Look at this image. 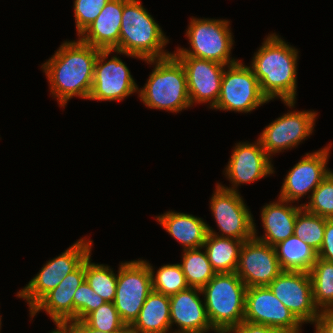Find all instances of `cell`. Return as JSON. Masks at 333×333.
<instances>
[{
	"mask_svg": "<svg viewBox=\"0 0 333 333\" xmlns=\"http://www.w3.org/2000/svg\"><path fill=\"white\" fill-rule=\"evenodd\" d=\"M100 50L79 38L64 41L41 66L48 78L50 95L64 108L73 97L88 99L93 82L94 64Z\"/></svg>",
	"mask_w": 333,
	"mask_h": 333,
	"instance_id": "obj_1",
	"label": "cell"
},
{
	"mask_svg": "<svg viewBox=\"0 0 333 333\" xmlns=\"http://www.w3.org/2000/svg\"><path fill=\"white\" fill-rule=\"evenodd\" d=\"M298 49L276 33L265 37L249 66L269 101L280 99L289 109L296 103Z\"/></svg>",
	"mask_w": 333,
	"mask_h": 333,
	"instance_id": "obj_2",
	"label": "cell"
},
{
	"mask_svg": "<svg viewBox=\"0 0 333 333\" xmlns=\"http://www.w3.org/2000/svg\"><path fill=\"white\" fill-rule=\"evenodd\" d=\"M169 39L140 0H129L123 6L119 46L114 52L139 60L164 58Z\"/></svg>",
	"mask_w": 333,
	"mask_h": 333,
	"instance_id": "obj_3",
	"label": "cell"
},
{
	"mask_svg": "<svg viewBox=\"0 0 333 333\" xmlns=\"http://www.w3.org/2000/svg\"><path fill=\"white\" fill-rule=\"evenodd\" d=\"M145 62L154 67L145 85L138 89V97L146 107L172 113L192 107L185 70L173 54Z\"/></svg>",
	"mask_w": 333,
	"mask_h": 333,
	"instance_id": "obj_4",
	"label": "cell"
},
{
	"mask_svg": "<svg viewBox=\"0 0 333 333\" xmlns=\"http://www.w3.org/2000/svg\"><path fill=\"white\" fill-rule=\"evenodd\" d=\"M246 285L233 273H217L202 289L207 315L215 331L228 332L244 321Z\"/></svg>",
	"mask_w": 333,
	"mask_h": 333,
	"instance_id": "obj_5",
	"label": "cell"
},
{
	"mask_svg": "<svg viewBox=\"0 0 333 333\" xmlns=\"http://www.w3.org/2000/svg\"><path fill=\"white\" fill-rule=\"evenodd\" d=\"M230 21L226 19L190 18L186 37L190 48L177 47L174 56H193L222 65L234 64L239 59L231 57L234 45Z\"/></svg>",
	"mask_w": 333,
	"mask_h": 333,
	"instance_id": "obj_6",
	"label": "cell"
},
{
	"mask_svg": "<svg viewBox=\"0 0 333 333\" xmlns=\"http://www.w3.org/2000/svg\"><path fill=\"white\" fill-rule=\"evenodd\" d=\"M241 61L226 65L221 80L220 94L212 109L251 113L270 102L262 93L252 69Z\"/></svg>",
	"mask_w": 333,
	"mask_h": 333,
	"instance_id": "obj_7",
	"label": "cell"
},
{
	"mask_svg": "<svg viewBox=\"0 0 333 333\" xmlns=\"http://www.w3.org/2000/svg\"><path fill=\"white\" fill-rule=\"evenodd\" d=\"M93 240L80 238L57 257L47 261L38 274L19 290L29 310L49 291L56 288L66 275L74 271L92 252Z\"/></svg>",
	"mask_w": 333,
	"mask_h": 333,
	"instance_id": "obj_8",
	"label": "cell"
},
{
	"mask_svg": "<svg viewBox=\"0 0 333 333\" xmlns=\"http://www.w3.org/2000/svg\"><path fill=\"white\" fill-rule=\"evenodd\" d=\"M114 306L122 321L131 326L152 291L150 268L144 259L121 262L117 271Z\"/></svg>",
	"mask_w": 333,
	"mask_h": 333,
	"instance_id": "obj_9",
	"label": "cell"
},
{
	"mask_svg": "<svg viewBox=\"0 0 333 333\" xmlns=\"http://www.w3.org/2000/svg\"><path fill=\"white\" fill-rule=\"evenodd\" d=\"M209 204L220 234L207 224L208 233L244 242L254 237L253 215L240 192L227 190L217 183Z\"/></svg>",
	"mask_w": 333,
	"mask_h": 333,
	"instance_id": "obj_10",
	"label": "cell"
},
{
	"mask_svg": "<svg viewBox=\"0 0 333 333\" xmlns=\"http://www.w3.org/2000/svg\"><path fill=\"white\" fill-rule=\"evenodd\" d=\"M112 52L114 53V50L98 52L88 100L122 101L134 92L138 93V85L122 59L116 55L108 58Z\"/></svg>",
	"mask_w": 333,
	"mask_h": 333,
	"instance_id": "obj_11",
	"label": "cell"
},
{
	"mask_svg": "<svg viewBox=\"0 0 333 333\" xmlns=\"http://www.w3.org/2000/svg\"><path fill=\"white\" fill-rule=\"evenodd\" d=\"M317 115L314 110H291L276 118L258 137L265 152L272 158L276 153L297 147L312 135Z\"/></svg>",
	"mask_w": 333,
	"mask_h": 333,
	"instance_id": "obj_12",
	"label": "cell"
},
{
	"mask_svg": "<svg viewBox=\"0 0 333 333\" xmlns=\"http://www.w3.org/2000/svg\"><path fill=\"white\" fill-rule=\"evenodd\" d=\"M244 321L270 326L279 333H300L303 325L268 286L246 289Z\"/></svg>",
	"mask_w": 333,
	"mask_h": 333,
	"instance_id": "obj_13",
	"label": "cell"
},
{
	"mask_svg": "<svg viewBox=\"0 0 333 333\" xmlns=\"http://www.w3.org/2000/svg\"><path fill=\"white\" fill-rule=\"evenodd\" d=\"M231 154L223 173L232 185L228 187L218 183L227 190L239 192V185L253 183L275 172L272 158L265 152L259 139L253 143H236Z\"/></svg>",
	"mask_w": 333,
	"mask_h": 333,
	"instance_id": "obj_14",
	"label": "cell"
},
{
	"mask_svg": "<svg viewBox=\"0 0 333 333\" xmlns=\"http://www.w3.org/2000/svg\"><path fill=\"white\" fill-rule=\"evenodd\" d=\"M268 287L303 325L315 324L319 309L313 300L309 272L283 270Z\"/></svg>",
	"mask_w": 333,
	"mask_h": 333,
	"instance_id": "obj_15",
	"label": "cell"
},
{
	"mask_svg": "<svg viewBox=\"0 0 333 333\" xmlns=\"http://www.w3.org/2000/svg\"><path fill=\"white\" fill-rule=\"evenodd\" d=\"M331 147L328 144L315 152L306 153L286 174L278 198L298 203L306 194H312L332 171L327 167Z\"/></svg>",
	"mask_w": 333,
	"mask_h": 333,
	"instance_id": "obj_16",
	"label": "cell"
},
{
	"mask_svg": "<svg viewBox=\"0 0 333 333\" xmlns=\"http://www.w3.org/2000/svg\"><path fill=\"white\" fill-rule=\"evenodd\" d=\"M282 271L274 247L254 237L243 243L235 272L247 288L268 286Z\"/></svg>",
	"mask_w": 333,
	"mask_h": 333,
	"instance_id": "obj_17",
	"label": "cell"
},
{
	"mask_svg": "<svg viewBox=\"0 0 333 333\" xmlns=\"http://www.w3.org/2000/svg\"><path fill=\"white\" fill-rule=\"evenodd\" d=\"M175 57L185 70L191 106L196 103H209L207 105L212 109L220 94L221 80L226 65L193 56Z\"/></svg>",
	"mask_w": 333,
	"mask_h": 333,
	"instance_id": "obj_18",
	"label": "cell"
},
{
	"mask_svg": "<svg viewBox=\"0 0 333 333\" xmlns=\"http://www.w3.org/2000/svg\"><path fill=\"white\" fill-rule=\"evenodd\" d=\"M84 280L85 260L29 310L30 318L43 310L52 318L51 320L56 326L55 329H61L68 322H73L74 293Z\"/></svg>",
	"mask_w": 333,
	"mask_h": 333,
	"instance_id": "obj_19",
	"label": "cell"
},
{
	"mask_svg": "<svg viewBox=\"0 0 333 333\" xmlns=\"http://www.w3.org/2000/svg\"><path fill=\"white\" fill-rule=\"evenodd\" d=\"M201 294V289L189 287L169 296L171 329L174 324L178 328L172 333H227L212 328Z\"/></svg>",
	"mask_w": 333,
	"mask_h": 333,
	"instance_id": "obj_20",
	"label": "cell"
},
{
	"mask_svg": "<svg viewBox=\"0 0 333 333\" xmlns=\"http://www.w3.org/2000/svg\"><path fill=\"white\" fill-rule=\"evenodd\" d=\"M302 208V204L293 206V202L281 198L264 205L261 209L260 220L265 233L263 236H258L254 222V238L274 247L294 235L297 213Z\"/></svg>",
	"mask_w": 333,
	"mask_h": 333,
	"instance_id": "obj_21",
	"label": "cell"
},
{
	"mask_svg": "<svg viewBox=\"0 0 333 333\" xmlns=\"http://www.w3.org/2000/svg\"><path fill=\"white\" fill-rule=\"evenodd\" d=\"M128 1L109 0L78 38L99 50H116L119 46L123 6Z\"/></svg>",
	"mask_w": 333,
	"mask_h": 333,
	"instance_id": "obj_22",
	"label": "cell"
},
{
	"mask_svg": "<svg viewBox=\"0 0 333 333\" xmlns=\"http://www.w3.org/2000/svg\"><path fill=\"white\" fill-rule=\"evenodd\" d=\"M155 218L183 246V250L203 247L208 234L207 223L203 218L172 210Z\"/></svg>",
	"mask_w": 333,
	"mask_h": 333,
	"instance_id": "obj_23",
	"label": "cell"
},
{
	"mask_svg": "<svg viewBox=\"0 0 333 333\" xmlns=\"http://www.w3.org/2000/svg\"><path fill=\"white\" fill-rule=\"evenodd\" d=\"M130 331L131 333H172L169 296L152 290L138 318L130 326Z\"/></svg>",
	"mask_w": 333,
	"mask_h": 333,
	"instance_id": "obj_24",
	"label": "cell"
},
{
	"mask_svg": "<svg viewBox=\"0 0 333 333\" xmlns=\"http://www.w3.org/2000/svg\"><path fill=\"white\" fill-rule=\"evenodd\" d=\"M243 243L241 240L208 233L203 249L216 273H233L237 269Z\"/></svg>",
	"mask_w": 333,
	"mask_h": 333,
	"instance_id": "obj_25",
	"label": "cell"
},
{
	"mask_svg": "<svg viewBox=\"0 0 333 333\" xmlns=\"http://www.w3.org/2000/svg\"><path fill=\"white\" fill-rule=\"evenodd\" d=\"M274 248L282 270L310 272L318 258L313 248L294 235Z\"/></svg>",
	"mask_w": 333,
	"mask_h": 333,
	"instance_id": "obj_26",
	"label": "cell"
},
{
	"mask_svg": "<svg viewBox=\"0 0 333 333\" xmlns=\"http://www.w3.org/2000/svg\"><path fill=\"white\" fill-rule=\"evenodd\" d=\"M203 247L183 250L179 263L189 287L202 289L217 273Z\"/></svg>",
	"mask_w": 333,
	"mask_h": 333,
	"instance_id": "obj_27",
	"label": "cell"
},
{
	"mask_svg": "<svg viewBox=\"0 0 333 333\" xmlns=\"http://www.w3.org/2000/svg\"><path fill=\"white\" fill-rule=\"evenodd\" d=\"M313 300L319 310L333 307V262L317 258L310 272Z\"/></svg>",
	"mask_w": 333,
	"mask_h": 333,
	"instance_id": "obj_28",
	"label": "cell"
},
{
	"mask_svg": "<svg viewBox=\"0 0 333 333\" xmlns=\"http://www.w3.org/2000/svg\"><path fill=\"white\" fill-rule=\"evenodd\" d=\"M91 253L85 259V280L101 298L114 302L117 287V274L108 265L91 262Z\"/></svg>",
	"mask_w": 333,
	"mask_h": 333,
	"instance_id": "obj_29",
	"label": "cell"
},
{
	"mask_svg": "<svg viewBox=\"0 0 333 333\" xmlns=\"http://www.w3.org/2000/svg\"><path fill=\"white\" fill-rule=\"evenodd\" d=\"M152 277V290L171 296L189 288L179 263L164 264L157 271L146 261Z\"/></svg>",
	"mask_w": 333,
	"mask_h": 333,
	"instance_id": "obj_30",
	"label": "cell"
},
{
	"mask_svg": "<svg viewBox=\"0 0 333 333\" xmlns=\"http://www.w3.org/2000/svg\"><path fill=\"white\" fill-rule=\"evenodd\" d=\"M325 227L326 218L302 208L297 213L294 236L303 240L318 253L323 244Z\"/></svg>",
	"mask_w": 333,
	"mask_h": 333,
	"instance_id": "obj_31",
	"label": "cell"
},
{
	"mask_svg": "<svg viewBox=\"0 0 333 333\" xmlns=\"http://www.w3.org/2000/svg\"><path fill=\"white\" fill-rule=\"evenodd\" d=\"M307 197L310 200L302 204L306 211L326 219H333V171Z\"/></svg>",
	"mask_w": 333,
	"mask_h": 333,
	"instance_id": "obj_32",
	"label": "cell"
},
{
	"mask_svg": "<svg viewBox=\"0 0 333 333\" xmlns=\"http://www.w3.org/2000/svg\"><path fill=\"white\" fill-rule=\"evenodd\" d=\"M89 327L103 332L130 331L121 319L113 302H106L92 311L84 320Z\"/></svg>",
	"mask_w": 333,
	"mask_h": 333,
	"instance_id": "obj_33",
	"label": "cell"
},
{
	"mask_svg": "<svg viewBox=\"0 0 333 333\" xmlns=\"http://www.w3.org/2000/svg\"><path fill=\"white\" fill-rule=\"evenodd\" d=\"M73 301L74 321L84 320L92 311L107 302L93 291L86 280L75 291Z\"/></svg>",
	"mask_w": 333,
	"mask_h": 333,
	"instance_id": "obj_34",
	"label": "cell"
},
{
	"mask_svg": "<svg viewBox=\"0 0 333 333\" xmlns=\"http://www.w3.org/2000/svg\"><path fill=\"white\" fill-rule=\"evenodd\" d=\"M109 0H74L75 28L78 37L98 17Z\"/></svg>",
	"mask_w": 333,
	"mask_h": 333,
	"instance_id": "obj_35",
	"label": "cell"
},
{
	"mask_svg": "<svg viewBox=\"0 0 333 333\" xmlns=\"http://www.w3.org/2000/svg\"><path fill=\"white\" fill-rule=\"evenodd\" d=\"M317 254L318 258L333 262V219H326L323 244Z\"/></svg>",
	"mask_w": 333,
	"mask_h": 333,
	"instance_id": "obj_36",
	"label": "cell"
},
{
	"mask_svg": "<svg viewBox=\"0 0 333 333\" xmlns=\"http://www.w3.org/2000/svg\"><path fill=\"white\" fill-rule=\"evenodd\" d=\"M314 333H333V307L319 310Z\"/></svg>",
	"mask_w": 333,
	"mask_h": 333,
	"instance_id": "obj_37",
	"label": "cell"
},
{
	"mask_svg": "<svg viewBox=\"0 0 333 333\" xmlns=\"http://www.w3.org/2000/svg\"><path fill=\"white\" fill-rule=\"evenodd\" d=\"M227 333H279L276 329L263 324L242 321L238 326L231 328Z\"/></svg>",
	"mask_w": 333,
	"mask_h": 333,
	"instance_id": "obj_38",
	"label": "cell"
},
{
	"mask_svg": "<svg viewBox=\"0 0 333 333\" xmlns=\"http://www.w3.org/2000/svg\"><path fill=\"white\" fill-rule=\"evenodd\" d=\"M61 330L64 333H131V331L103 332L89 327L83 320L68 322Z\"/></svg>",
	"mask_w": 333,
	"mask_h": 333,
	"instance_id": "obj_39",
	"label": "cell"
},
{
	"mask_svg": "<svg viewBox=\"0 0 333 333\" xmlns=\"http://www.w3.org/2000/svg\"><path fill=\"white\" fill-rule=\"evenodd\" d=\"M50 333H64L61 329H54Z\"/></svg>",
	"mask_w": 333,
	"mask_h": 333,
	"instance_id": "obj_40",
	"label": "cell"
},
{
	"mask_svg": "<svg viewBox=\"0 0 333 333\" xmlns=\"http://www.w3.org/2000/svg\"><path fill=\"white\" fill-rule=\"evenodd\" d=\"M1 319H2V316H0V331H1V325H2V321H1Z\"/></svg>",
	"mask_w": 333,
	"mask_h": 333,
	"instance_id": "obj_41",
	"label": "cell"
}]
</instances>
